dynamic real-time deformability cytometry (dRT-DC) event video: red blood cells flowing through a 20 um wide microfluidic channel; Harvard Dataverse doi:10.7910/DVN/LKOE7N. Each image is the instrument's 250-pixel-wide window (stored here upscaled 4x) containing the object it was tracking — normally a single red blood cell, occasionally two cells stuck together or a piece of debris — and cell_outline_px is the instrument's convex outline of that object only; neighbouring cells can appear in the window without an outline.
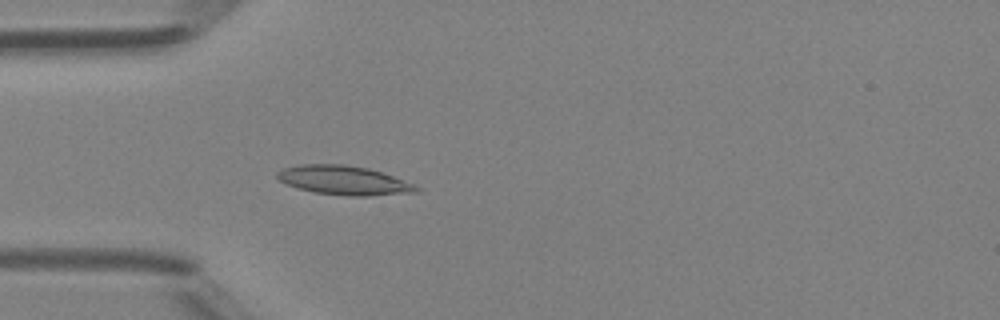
{"species": "Egyptian fruit bat (a non-hibernating species)", "species_latin": "Rousettus aegyptiacus", "temperature_condition": "room temperature", "stored_images_in_passage": 47, "camera_frame_rate_fps": 3000, "um_per_image_px": 0.085, "animal": {"sex": "female"}, "frame": {"image": 1, "passage_image": 13, "time_ms": 4.0, "image_size_px": [1000, 320], "cell_outline_px": [[420, 192], [368, 196], [348, 196], [316, 192], [300, 188], [288, 184], [280, 180], [276, 176], [276, 172], [284, 168], [300, 164], [344, 164], [368, 168], [392, 176], [412, 184], [420, 188]], "centroid_in_image_um": [29.23, 15.32], "position_along_channel_um": 55.8, "area_um2": 23.29}}
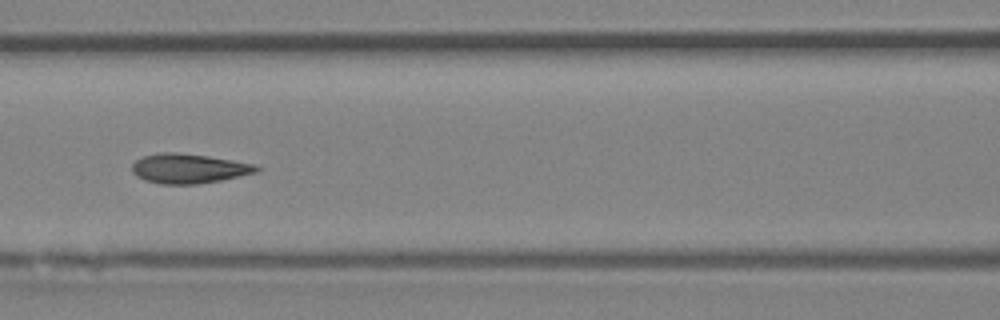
{"frame": {"image": 2, "passage_image": 20, "time_ms": 6.333, "image_size_px": [1000, 320], "cell_outline_px": [[260, 168], [256, 172], [220, 180], [196, 184], [160, 184], [144, 180], [136, 176], [132, 172], [132, 164], [136, 160], [144, 156], [160, 152], [176, 152], [208, 156], [256, 164]], "centroid_in_image_um": [16.01, 14.32], "position_along_channel_um": 150.6, "area_um2": 21.39}}
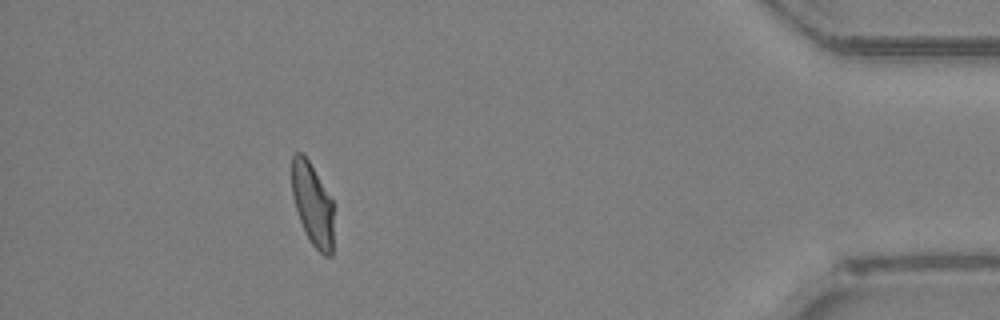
{"frame": {"image": 3, "passage_image": 42, "time_ms": 13.667, "image_size_px": [1000, 320], "cell_outline_px": [[332, 256], [324, 256], [312, 244], [300, 220], [292, 196], [292, 156], [296, 152], [300, 152], [308, 160], [332, 200]], "centroid_in_image_um": [26.55, 17.36], "position_along_channel_um": 408.6, "area_um2": 19.54}, "authors_computed_cell_mechanics": {"area_um2": 21.386, "velocity_mm_per_s": 4.2854, "shape_relaxation_time_tau1_ms": 3.0629, "shape_relaxation_time_tau2_ms": 1.0208, "deformation_change_tau1": 0.1342, "deformation_change_tau2": 0.062}}